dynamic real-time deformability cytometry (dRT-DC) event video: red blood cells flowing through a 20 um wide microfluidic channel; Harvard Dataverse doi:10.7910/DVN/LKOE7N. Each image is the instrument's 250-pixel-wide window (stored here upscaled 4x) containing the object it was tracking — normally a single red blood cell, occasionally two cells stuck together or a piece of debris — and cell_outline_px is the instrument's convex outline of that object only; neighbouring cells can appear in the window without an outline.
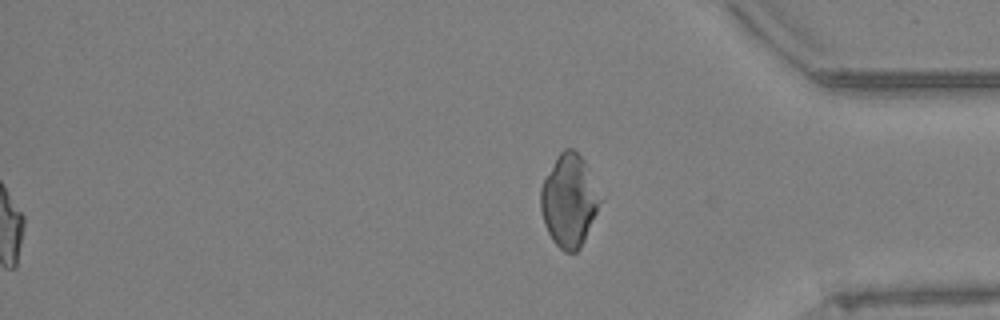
{"species": "Egyptian fruit bat (a non-hibernating species)", "species_latin": "Rousettus aegyptiacus", "temperature_condition": "warm", "stored_images_in_passage": 57, "segment_of_instrument_passage": [2, 2], "camera_frame_rate_fps": 3000, "um_per_image_px": 0.085, "animal": {"sex": "female"}, "frame": {"image": 1, "passage_image": 57, "time_ms": 18.667, "image_size_px": [1000, 320], "cell_outline_px": [[600, 200], [596, 212], [584, 240], [580, 248], [576, 252], [564, 252], [552, 240], [544, 224], [540, 208], [540, 188], [544, 180], [560, 152], [564, 148], [572, 148], [584, 160]], "centroid_in_image_um": [48.32, 17.08], "position_along_channel_um": 386.9, "area_um2": 31.1}}